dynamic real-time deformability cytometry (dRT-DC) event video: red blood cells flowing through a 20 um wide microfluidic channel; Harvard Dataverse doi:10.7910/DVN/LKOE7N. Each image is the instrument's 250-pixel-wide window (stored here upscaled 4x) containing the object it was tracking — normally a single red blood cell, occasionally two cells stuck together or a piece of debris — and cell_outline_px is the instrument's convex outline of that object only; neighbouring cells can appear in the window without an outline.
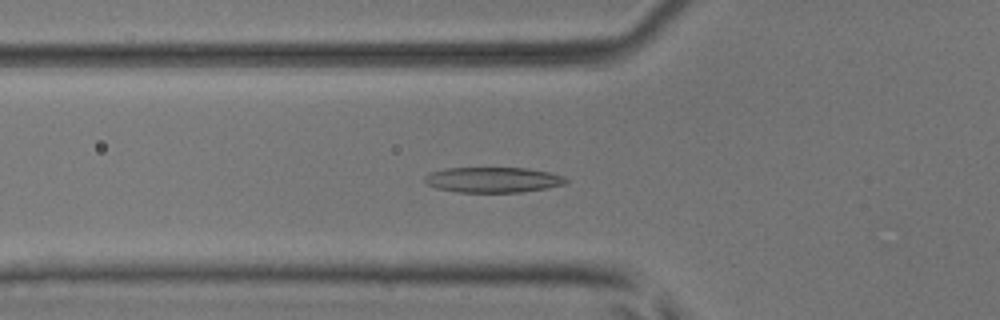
{"species": "common noctule bat (a hibernating species)", "species_latin": "Nyctalus noctula", "temperature_condition": "room temperature", "stored_images_in_passage": 42, "camera_frame_rate_fps": 3000, "um_per_image_px": 0.085, "animal": {"sex": "male", "body_mass_g": 17.9, "forearm_length_mm": 54.2}, "frame": {"image": 1, "passage_image": 7, "time_ms": 2.0, "image_size_px": [1000, 320], "cell_outline_px": [[568, 180], [564, 184], [548, 188], [520, 192], [456, 192], [436, 188], [428, 184], [424, 180], [424, 176], [428, 172], [444, 168], [528, 168], [548, 172], [564, 176]], "centroid_in_image_um": [41.87, 15.28], "position_along_channel_um": 83.9, "area_um2": 20.98}}
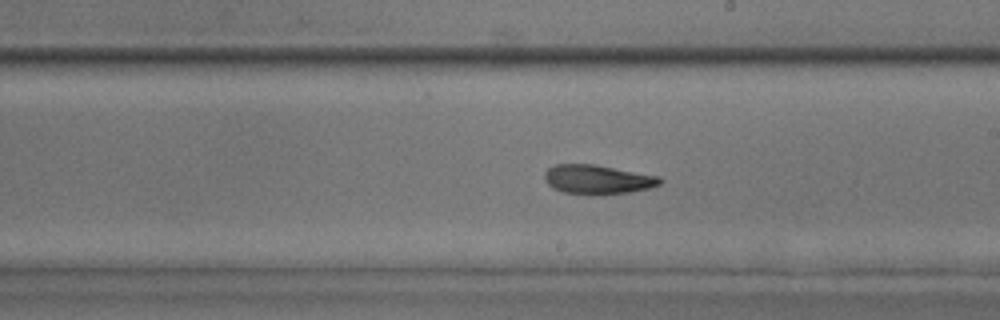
{"frame": {"image": 2, "passage_image": 19, "time_ms": 6.0, "image_size_px": [1000, 320], "cell_outline_px": [[664, 180], [660, 184], [648, 188], [628, 192], [564, 192], [552, 188], [544, 180], [544, 172], [548, 168], [556, 164], [596, 164], [660, 176]], "centroid_in_image_um": [50.79, 15.2], "position_along_channel_um": 238.2, "area_um2": 19.07}}
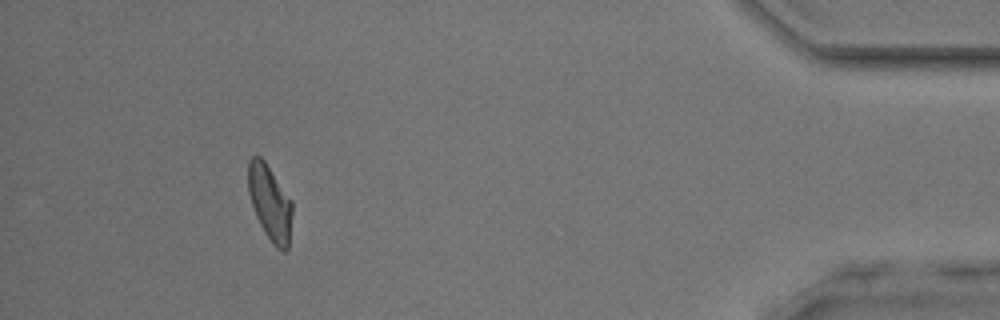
{"frame": {"image": 3, "passage_image": 37, "time_ms": 12.0, "image_size_px": [1000, 320], "cell_outline_px": [[292, 212], [288, 252], [284, 252], [276, 248], [272, 244], [264, 232], [256, 216], [248, 192], [248, 160], [252, 156], [260, 156], [264, 160], [292, 200]], "centroid_in_image_um": [22.95, 17.26], "position_along_channel_um": 412.2, "area_um2": 19.48}}